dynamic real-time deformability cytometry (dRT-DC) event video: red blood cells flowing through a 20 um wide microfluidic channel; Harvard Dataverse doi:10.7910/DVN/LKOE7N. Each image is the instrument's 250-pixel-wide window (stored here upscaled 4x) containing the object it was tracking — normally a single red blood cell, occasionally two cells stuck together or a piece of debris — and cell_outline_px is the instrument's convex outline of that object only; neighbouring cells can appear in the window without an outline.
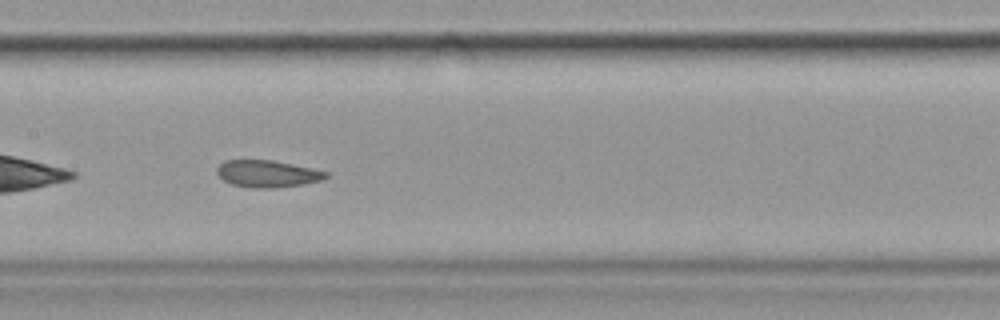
{"species": "common noctule bat (a hibernating species)", "species_latin": "Nyctalus noctula", "temperature_condition": "cold", "stored_images_in_passage": 37, "camera_frame_rate_fps": 3000, "um_per_image_px": 0.085, "animal": {"sex": "female", "body_mass_g": 19.9}, "frame": {"image": 1, "passage_image": 11, "time_ms": 3.333, "image_size_px": [1000, 320], "cell_outline_px": [[328, 176], [324, 180], [304, 184], [276, 188], [252, 188], [232, 184], [224, 180], [216, 172], [216, 168], [224, 160], [272, 160], [312, 168], [328, 172]], "centroid_in_image_um": [22.75, 14.77], "position_along_channel_um": 184.7, "area_um2": 17.22}, "authors_computed_cell_mechanics": {"area_um2": 17.4556, "velocity_mm_per_s": 3.5484, "shape_relaxation_time_tau1_ms": null, "shape_relaxation_time_tau2_ms": 2.4202, "deformation_change_tau1": null, "deformation_change_tau2": 0.0826}}